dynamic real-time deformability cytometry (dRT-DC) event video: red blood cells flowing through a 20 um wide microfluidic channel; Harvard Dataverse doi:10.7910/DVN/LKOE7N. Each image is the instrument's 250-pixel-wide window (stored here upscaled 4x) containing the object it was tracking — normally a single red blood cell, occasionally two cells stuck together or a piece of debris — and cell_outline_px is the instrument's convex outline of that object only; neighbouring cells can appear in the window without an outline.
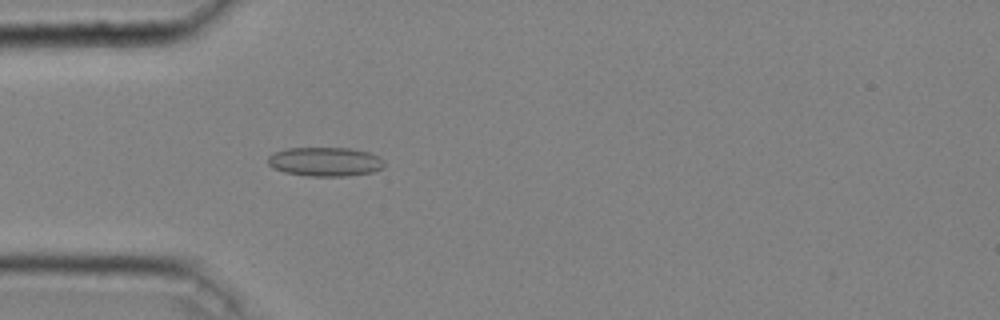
{"species": "common noctule bat (a hibernating species)", "species_latin": "Nyctalus noctula", "temperature_condition": "cold", "stored_images_in_passage": 18, "camera_frame_rate_fps": 3000, "um_per_image_px": 0.085, "animal": {"sex": "male", "body_mass_g": 20.4}, "frame": {"image": 1, "passage_image": 6, "time_ms": 1.667, "image_size_px": [1000, 320], "cell_outline_px": [[384, 168], [372, 172], [348, 176], [308, 176], [284, 172], [272, 168], [268, 164], [268, 156], [272, 152], [288, 148], [348, 148], [368, 152], [380, 156], [384, 164]], "centroid_in_image_um": [27.62, 13.74], "position_along_channel_um": 57.4, "area_um2": 19.88}}
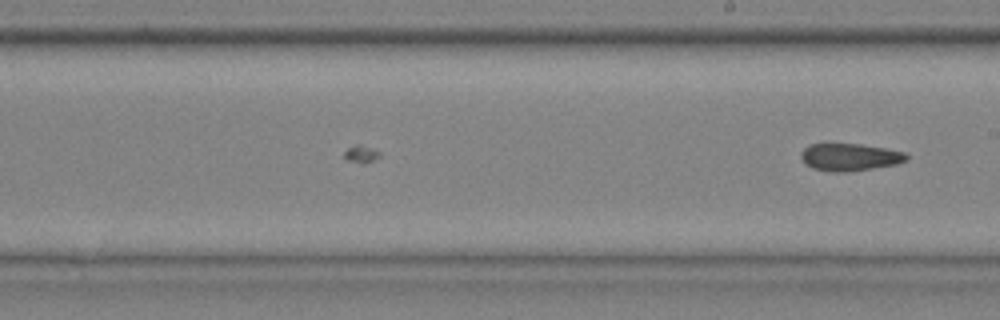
{"frame": {"image": 2, "passage_image": 18, "time_ms": 5.667, "image_size_px": [1000, 320], "cell_outline_px": [[908, 160], [896, 164], [852, 172], [832, 172], [812, 168], [800, 156], [800, 152], [808, 144], [860, 144], [884, 148], [904, 152], [908, 156]], "centroid_in_image_um": [72.23, 13.36], "position_along_channel_um": 216.8, "area_um2": 16.82}}